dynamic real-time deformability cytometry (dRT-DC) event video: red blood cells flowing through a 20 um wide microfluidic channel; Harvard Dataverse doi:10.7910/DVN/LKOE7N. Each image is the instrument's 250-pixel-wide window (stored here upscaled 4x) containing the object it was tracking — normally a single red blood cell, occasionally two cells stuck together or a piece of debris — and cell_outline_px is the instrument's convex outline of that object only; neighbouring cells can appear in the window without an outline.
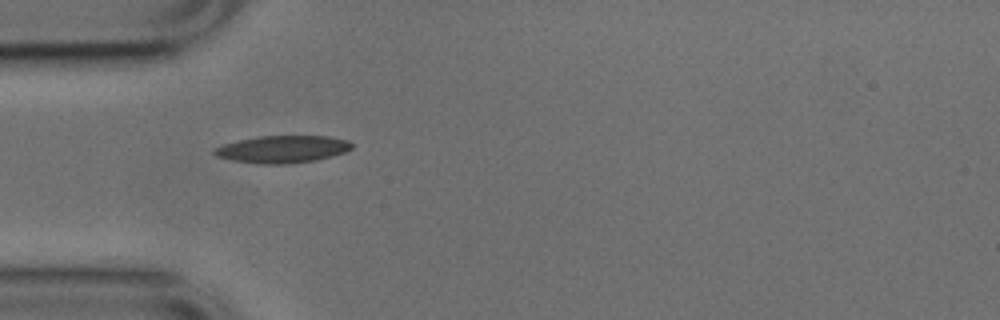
{"species": "common noctule bat (a hibernating species)", "species_latin": "Nyctalus noctula", "temperature_condition": "cold", "stored_images_in_passage": 9, "camera_frame_rate_fps": 3000, "um_per_image_px": 0.085, "animal": {"sex": "male", "body_mass_g": 17.9, "forearm_length_mm": 54.2}, "frame": {"image": 1, "passage_image": 3, "time_ms": 0.667, "image_size_px": [1000, 320], "cell_outline_px": [[352, 148], [344, 152], [316, 160], [284, 164], [260, 164], [232, 160], [216, 156], [212, 152], [216, 148], [224, 144], [240, 140], [260, 136], [328, 136], [348, 140], [352, 144]], "centroid_in_image_um": [24.01, 12.68], "position_along_channel_um": 61.0, "area_um2": 21.62}}
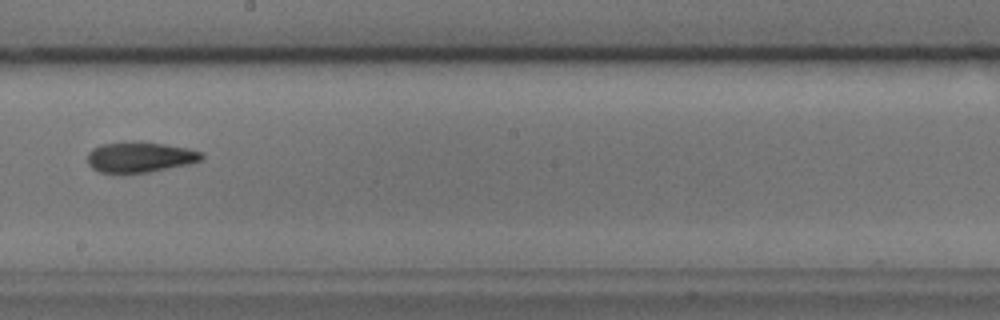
{"frame": {"image": 2, "passage_image": 7, "time_ms": 2.0, "image_size_px": [1000, 320], "cell_outline_px": [[204, 156], [200, 160], [188, 164], [148, 172], [100, 172], [92, 168], [88, 164], [88, 152], [92, 148], [100, 144], [140, 140], [188, 148], [204, 152]], "centroid_in_image_um": [11.89, 13.32], "position_along_channel_um": 236.3, "area_um2": 20.35}}
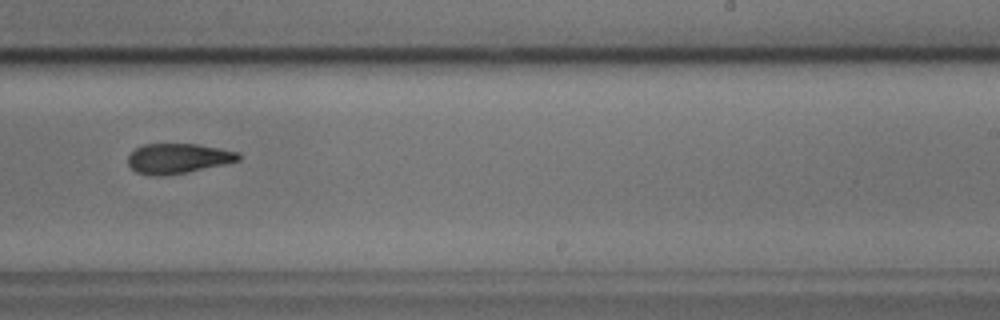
{"frame": {"image": 3, "passage_image": 8, "time_ms": 2.333, "image_size_px": [1000, 320], "cell_outline_px": [[240, 160], [224, 164], [164, 176], [152, 176], [136, 172], [128, 164], [128, 156], [136, 148], [144, 144], [196, 144], [220, 148], [240, 152]], "centroid_in_image_um": [15.12, 13.46], "position_along_channel_um": 273.9, "area_um2": 19.19}}